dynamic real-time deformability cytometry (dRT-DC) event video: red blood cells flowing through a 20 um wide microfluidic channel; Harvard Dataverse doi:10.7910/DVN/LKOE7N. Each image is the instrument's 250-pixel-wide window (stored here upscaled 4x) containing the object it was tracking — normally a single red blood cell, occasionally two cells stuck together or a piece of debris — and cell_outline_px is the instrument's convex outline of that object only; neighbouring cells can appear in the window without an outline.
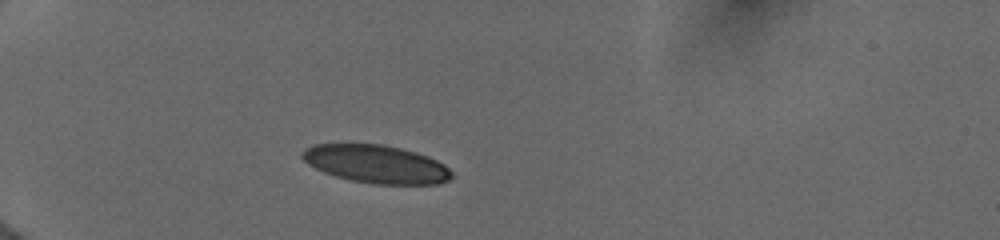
{"species": "human", "species_latin": "Homo sapiens", "temperature_condition": "cold", "stored_images_in_passage": 8, "camera_frame_rate_fps": 3000, "um_per_image_px": 0.085, "donor": {"sex": "female"}, "frame": {"image": 1, "passage_image": 1, "time_ms": 0.0, "image_size_px": [1000, 240], "cell_outline_px": [[452, 176], [448, 180], [440, 184], [372, 184], [352, 180], [336, 176], [324, 172], [308, 164], [300, 156], [300, 152], [304, 148], [312, 144], [380, 144], [400, 148], [416, 152], [428, 156], [444, 164], [452, 172]], "centroid_in_image_um": [31.96, 13.94], "position_along_channel_um": 53.0, "area_um2": 33.18}}
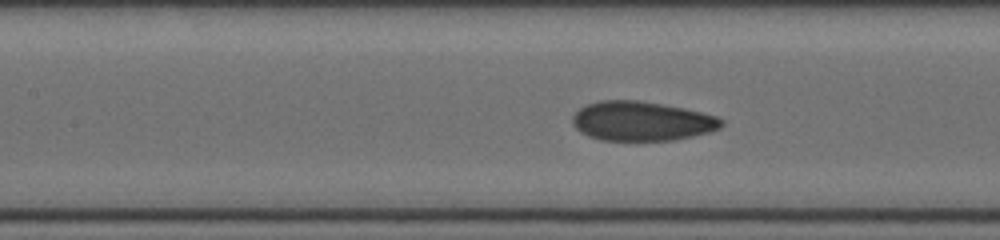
{"frame": {"image": 2, "passage_image": 5, "time_ms": 3.333, "image_size_px": [1000, 240], "cell_outline_px": [[724, 124], [720, 128], [712, 132], [676, 140], [600, 140], [588, 136], [580, 132], [572, 124], [572, 116], [580, 108], [588, 104], [600, 100], [636, 100], [684, 108], [716, 116], [724, 120]], "centroid_in_image_um": [54.56, 10.3], "position_along_channel_um": 152.8, "area_um2": 34.28}}
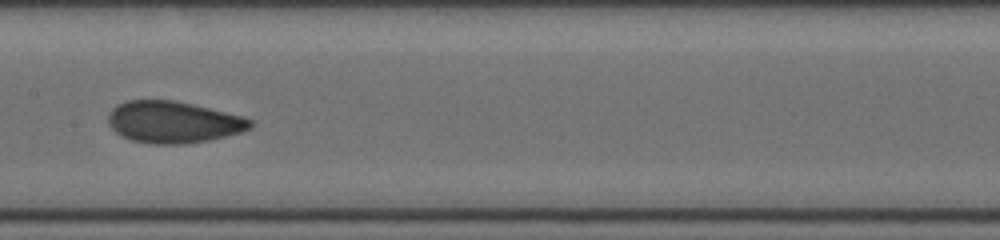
{"frame": {"image": 3, "passage_image": 7, "time_ms": 4.333, "image_size_px": [1000, 240], "cell_outline_px": [[252, 128], [240, 132], [208, 140], [184, 144], [152, 144], [132, 140], [120, 136], [108, 124], [108, 116], [112, 108], [116, 104], [128, 100], [172, 100], [192, 104], [240, 116], [252, 120]], "centroid_in_image_um": [14.68, 10.38], "position_along_channel_um": 192.7, "area_um2": 34.33}}